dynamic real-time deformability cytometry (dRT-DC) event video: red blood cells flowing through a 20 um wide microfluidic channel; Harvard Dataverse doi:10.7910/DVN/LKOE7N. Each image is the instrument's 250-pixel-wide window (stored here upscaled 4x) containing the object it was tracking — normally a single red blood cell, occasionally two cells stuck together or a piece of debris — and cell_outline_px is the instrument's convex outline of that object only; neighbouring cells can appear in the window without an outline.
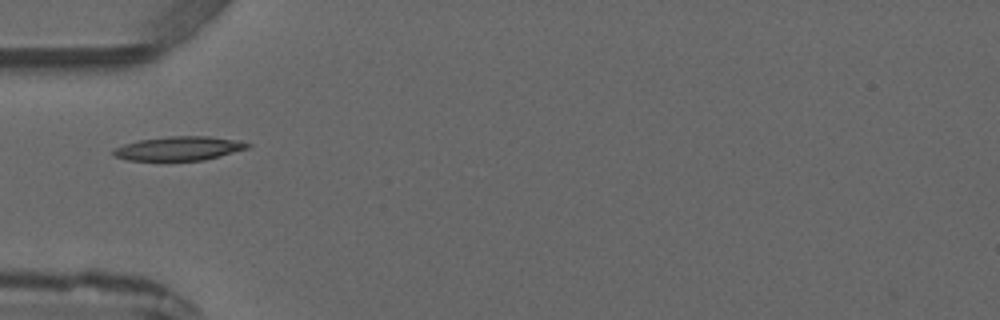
{"species": "common noctule bat (a hibernating species)", "species_latin": "Nyctalus noctula", "temperature_condition": "warm", "stored_images_in_passage": 1, "camera_frame_rate_fps": 3000, "um_per_image_px": 0.085, "animal": {"sex": "male", "forearm_length_mm": 52.5}, "frame": {"image": 1, "passage_image": 1, "time_ms": 0.0, "image_size_px": [1000, 320], "cell_outline_px": [[252, 144], [248, 148], [220, 156], [204, 160], [128, 160], [112, 156], [112, 148], [124, 144], [140, 140], [168, 136], [208, 136], [240, 140]], "centroid_in_image_um": [15.2, 12.61], "position_along_channel_um": 69.8, "area_um2": 18.84}}